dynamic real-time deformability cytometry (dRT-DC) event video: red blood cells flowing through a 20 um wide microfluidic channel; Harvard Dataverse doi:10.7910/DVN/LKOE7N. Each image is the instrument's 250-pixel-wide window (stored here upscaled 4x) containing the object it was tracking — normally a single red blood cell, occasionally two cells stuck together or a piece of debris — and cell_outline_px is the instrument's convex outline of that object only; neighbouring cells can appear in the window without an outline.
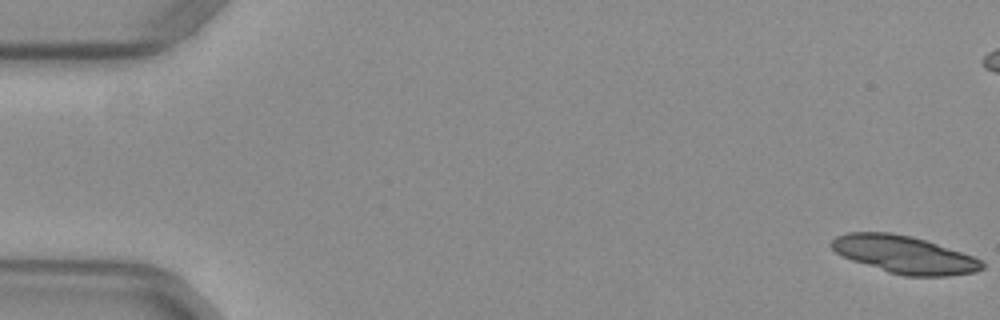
{"species": "common noctule bat (a hibernating species)", "species_latin": "Nyctalus noctula", "temperature_condition": "warm", "stored_images_in_passage": 54, "camera_frame_rate_fps": 3000, "um_per_image_px": 0.085, "animal": {"sex": "female", "body_mass_g": 29.2, "forearm_length_mm": 56.3}, "frame": {"image": 1, "passage_image": 1, "time_ms": 0.0, "image_size_px": [1000, 320], "cell_outline_px": [[984, 268], [976, 272], [948, 276], [904, 276], [888, 272], [852, 260], [836, 252], [832, 248], [832, 240], [836, 236], [848, 232], [892, 232], [912, 236], [972, 256], [980, 260], [984, 264]], "centroid_in_image_um": [76.86, 21.64], "position_along_channel_um": 8.1, "area_um2": 32.6}, "authors_computed_cell_mechanics": {"area_um2": 19.1318, "velocity_mm_per_s": 3.9531, "shape_relaxation_time_tau1_ms": null, "shape_relaxation_time_tau2_ms": 2.628, "deformation_change_tau1": null, "deformation_change_tau2": 0.074}}